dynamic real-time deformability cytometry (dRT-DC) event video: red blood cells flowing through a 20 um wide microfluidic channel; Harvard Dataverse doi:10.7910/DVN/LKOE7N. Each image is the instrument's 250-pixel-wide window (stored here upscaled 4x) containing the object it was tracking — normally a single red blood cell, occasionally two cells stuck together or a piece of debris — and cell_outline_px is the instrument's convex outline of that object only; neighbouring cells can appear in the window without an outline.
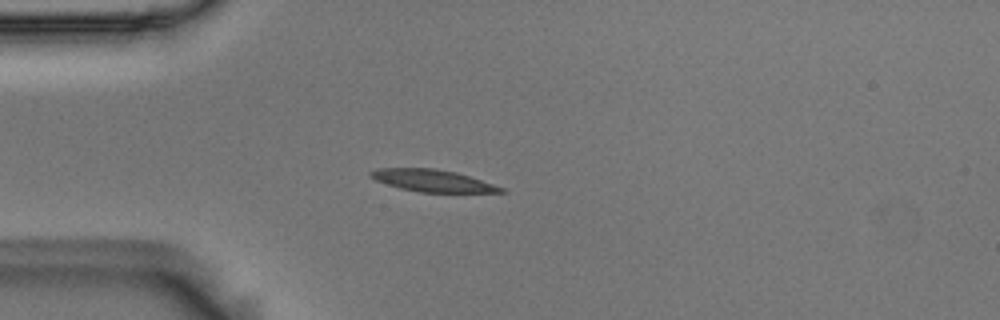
{"species": "Egyptian fruit bat (a non-hibernating species)", "species_latin": "Rousettus aegyptiacus", "temperature_condition": "room temperature", "stored_images_in_passage": 9, "camera_frame_rate_fps": 3000, "um_per_image_px": 0.085, "animal": {"sex": "male"}, "frame": {"image": 1, "passage_image": 2, "time_ms": 0.333, "image_size_px": [1000, 320], "cell_outline_px": [[508, 192], [420, 192], [400, 188], [376, 180], [368, 176], [368, 172], [376, 168], [432, 168], [456, 172], [504, 188]], "centroid_in_image_um": [36.71, 15.35], "position_along_channel_um": 48.3, "area_um2": 16.53}}
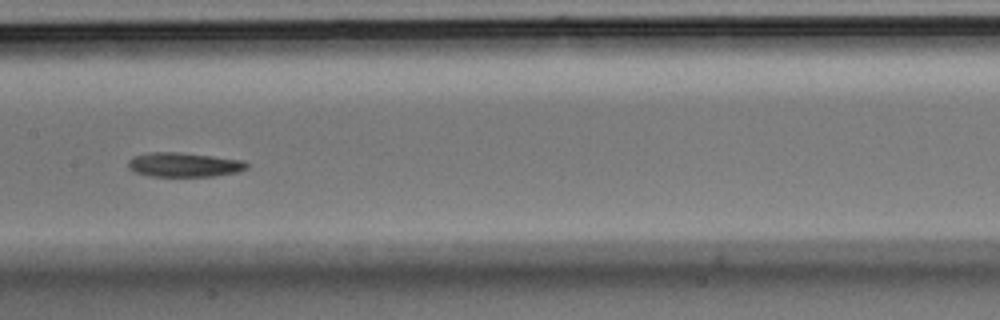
{"frame": {"image": 2, "passage_image": 6, "time_ms": 1.667, "image_size_px": [1000, 320], "cell_outline_px": [[248, 168], [240, 172], [212, 176], [148, 176], [136, 172], [128, 168], [128, 160], [132, 156], [152, 152], [180, 152], [244, 160], [248, 164]], "centroid_in_image_um": [15.65, 14.0], "position_along_channel_um": 191.7, "area_um2": 16.94}}
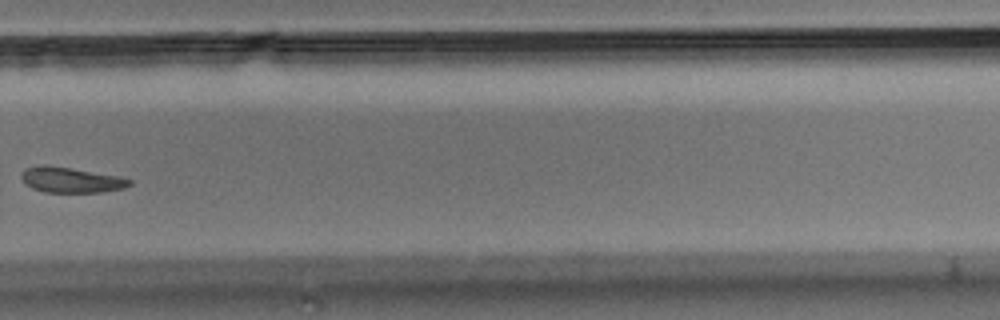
{"frame": {"image": 3, "passage_image": 9, "time_ms": 2.667, "image_size_px": [1000, 320], "cell_outline_px": [[132, 184], [124, 188], [100, 192], [44, 192], [32, 188], [20, 176], [20, 172], [24, 168], [44, 164], [48, 164], [120, 176], [132, 180]], "centroid_in_image_um": [6.03, 15.28], "position_along_channel_um": 323.8, "area_um2": 16.13}}